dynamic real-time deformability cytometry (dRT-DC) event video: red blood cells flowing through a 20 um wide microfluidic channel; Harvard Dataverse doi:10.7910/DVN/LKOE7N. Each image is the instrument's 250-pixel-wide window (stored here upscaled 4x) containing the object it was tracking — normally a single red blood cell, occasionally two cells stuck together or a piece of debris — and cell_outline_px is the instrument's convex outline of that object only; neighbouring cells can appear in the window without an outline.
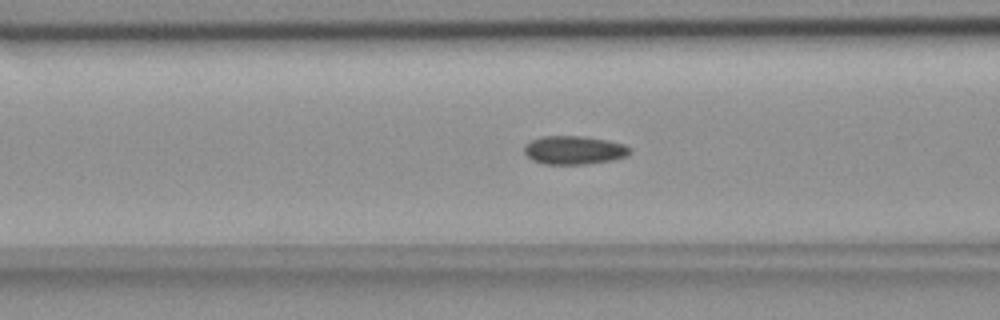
{"species": "common noctule bat (a hibernating species)", "species_latin": "Nyctalus noctula", "temperature_condition": "room temperature", "stored_images_in_passage": 54, "camera_frame_rate_fps": 3000, "um_per_image_px": 0.085, "animal": {"sex": "female", "body_mass_g": 18.4}, "frame": {"image": 1, "passage_image": 21, "time_ms": 6.667, "image_size_px": [1000, 320], "cell_outline_px": [[632, 152], [624, 156], [612, 160], [588, 164], [544, 164], [532, 160], [524, 152], [524, 144], [540, 136], [584, 136], [608, 140], [624, 144], [632, 148]], "centroid_in_image_um": [48.8, 12.75], "position_along_channel_um": 117.8, "area_um2": 17.69}}
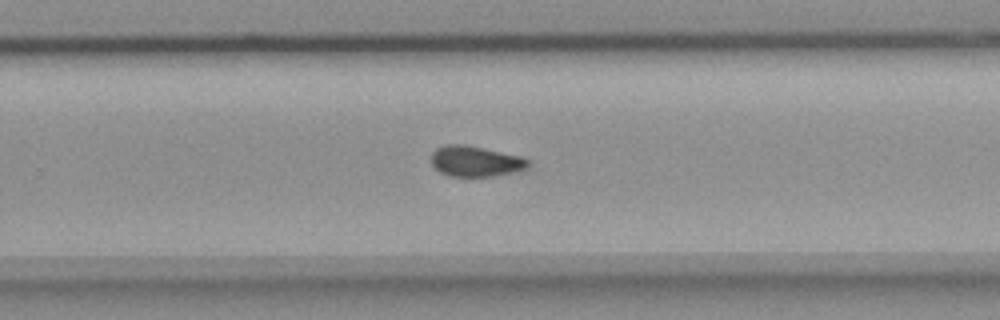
{"frame": {"image": 2, "passage_image": 35, "time_ms": 11.333, "image_size_px": [1000, 320], "cell_outline_px": [[528, 168], [512, 172], [492, 176], [448, 176], [440, 172], [432, 164], [432, 152], [436, 148], [444, 144], [468, 144], [520, 156], [528, 160]], "centroid_in_image_um": [40.38, 13.69], "position_along_channel_um": 289.4, "area_um2": 17.28}}
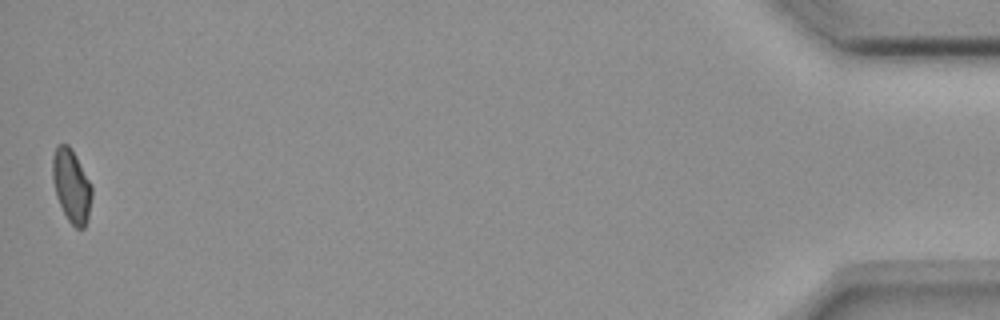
{"frame": {"image": 3, "passage_image": 54, "time_ms": 17.667, "image_size_px": [1000, 320], "cell_outline_px": [[92, 196], [88, 220], [84, 228], [76, 228], [68, 220], [56, 196], [52, 176], [52, 156], [56, 144], [68, 144], [88, 180], [92, 188]], "centroid_in_image_um": [6.06, 15.81], "position_along_channel_um": 429.1, "area_um2": 16.47}, "authors_computed_cell_mechanics": {"area_um2": 17.1955, "velocity_mm_per_s": 3.6907, "shape_relaxation_time_tau1_ms": null, "shape_relaxation_time_tau2_ms": 2.0353, "deformation_change_tau1": null, "deformation_change_tau2": 0.0691}}